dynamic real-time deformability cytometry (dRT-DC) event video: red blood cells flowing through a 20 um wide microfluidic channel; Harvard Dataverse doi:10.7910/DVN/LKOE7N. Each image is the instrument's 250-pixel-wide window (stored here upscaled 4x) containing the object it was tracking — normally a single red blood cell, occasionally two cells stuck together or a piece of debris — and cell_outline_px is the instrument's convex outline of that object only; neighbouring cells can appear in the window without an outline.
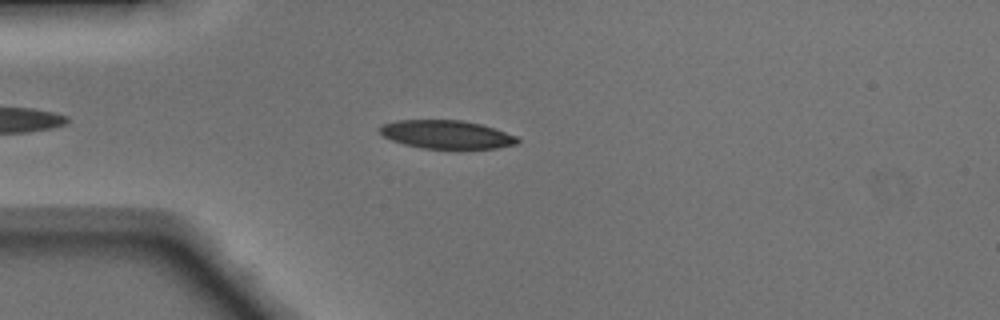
{"species": "Egyptian fruit bat (a non-hibernating species)", "species_latin": "Rousettus aegyptiacus", "temperature_condition": "warm", "stored_images_in_passage": 34, "camera_frame_rate_fps": 3000, "um_per_image_px": 0.085, "animal": {"sex": "male"}, "frame": {"image": 1, "passage_image": 1, "time_ms": 0.0, "image_size_px": [1000, 320], "cell_outline_px": [[520, 140], [516, 144], [496, 148], [424, 148], [404, 144], [392, 140], [384, 136], [380, 132], [380, 124], [396, 120], [460, 120], [480, 124], [516, 136]], "centroid_in_image_um": [37.92, 11.42], "position_along_channel_um": 47.1, "area_um2": 22.43}}
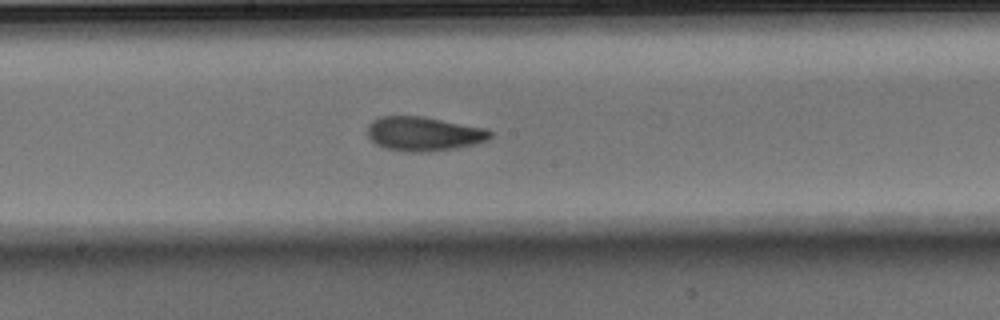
{"frame": {"image": 2, "passage_image": 14, "time_ms": 4.333, "image_size_px": [1000, 320], "cell_outline_px": [[492, 136], [488, 140], [456, 148], [424, 152], [412, 152], [384, 148], [376, 144], [368, 136], [368, 124], [372, 120], [380, 116], [424, 116], [484, 128], [492, 132]], "centroid_in_image_um": [35.99, 11.36], "position_along_channel_um": 212.2, "area_um2": 24.39}}
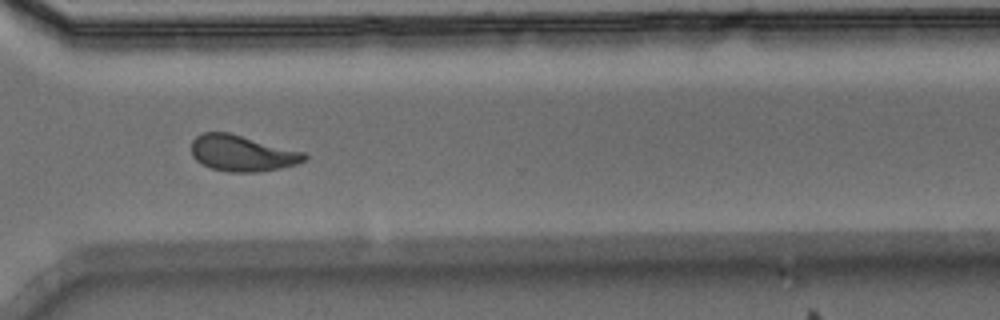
{"frame": {"image": 3, "passage_image": 24, "time_ms": 7.667, "image_size_px": [1000, 320], "cell_outline_px": [[308, 156], [304, 160], [296, 164], [280, 168], [256, 172], [228, 172], [212, 168], [200, 164], [192, 156], [192, 140], [196, 136], [204, 132], [228, 132], [304, 152]], "centroid_in_image_um": [20.55, 13.03], "position_along_channel_um": 350.1, "area_um2": 23.64}, "authors_computed_cell_mechanics": {"area_um2": 23.6113, "velocity_mm_per_s": 4.1444, "shape_relaxation_time_tau1_ms": 6.2099, "shape_relaxation_time_tau2_ms": 2.2953, "deformation_change_tau1": 0.2151, "deformation_change_tau2": 0.0991}}